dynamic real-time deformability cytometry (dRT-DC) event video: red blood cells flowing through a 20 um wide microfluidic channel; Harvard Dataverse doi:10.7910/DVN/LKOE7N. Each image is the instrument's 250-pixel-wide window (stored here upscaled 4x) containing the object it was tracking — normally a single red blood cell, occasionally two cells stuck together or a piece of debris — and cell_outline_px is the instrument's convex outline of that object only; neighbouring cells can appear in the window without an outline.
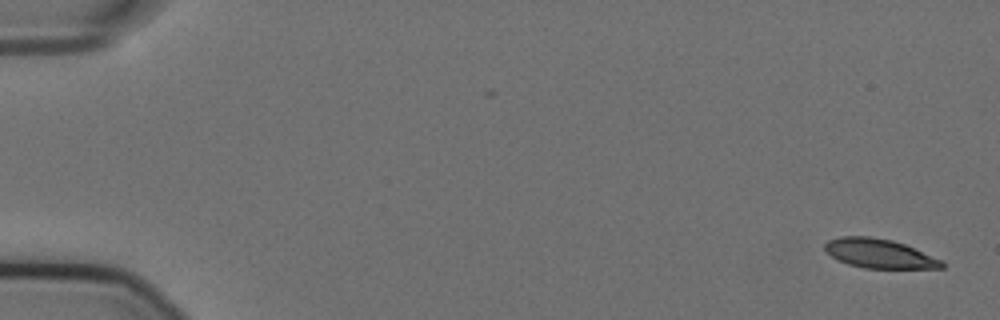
{"species": "Egyptian fruit bat (a non-hibernating species)", "species_latin": "Rousettus aegyptiacus", "temperature_condition": "cold", "stored_images_in_passage": 57, "camera_frame_rate_fps": 3000, "um_per_image_px": 0.085, "animal": {"sex": "female"}, "frame": {"image": 1, "passage_image": 1, "time_ms": 0.0, "image_size_px": [1000, 320], "cell_outline_px": [[944, 268], [864, 268], [848, 264], [836, 260], [824, 248], [824, 244], [828, 240], [840, 236], [868, 236], [892, 240], [904, 244], [944, 260]], "centroid_in_image_um": [74.74, 21.55], "position_along_channel_um": 10.3, "area_um2": 19.94}}
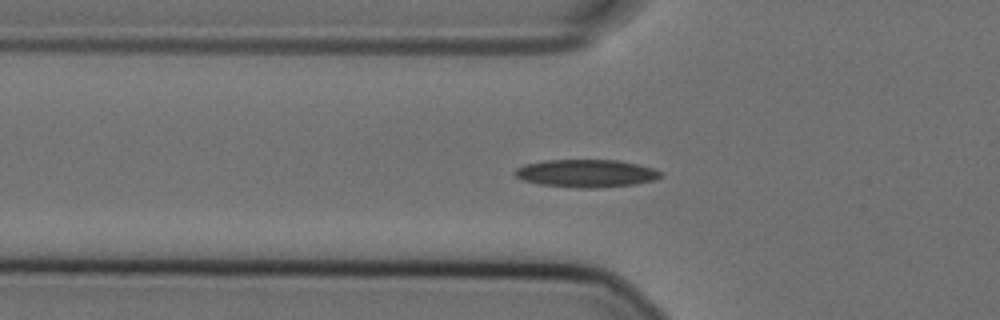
{"frame": {"image": 2, "passage_image": 19, "time_ms": 6.0, "image_size_px": [1000, 320], "cell_outline_px": [[660, 176], [652, 180], [636, 184], [596, 188], [580, 188], [540, 184], [524, 180], [516, 176], [512, 172], [516, 168], [524, 164], [544, 160], [616, 160], [636, 164], [652, 168], [660, 172]], "centroid_in_image_um": [49.77, 14.73], "position_along_channel_um": 76.0, "area_um2": 23.35}}
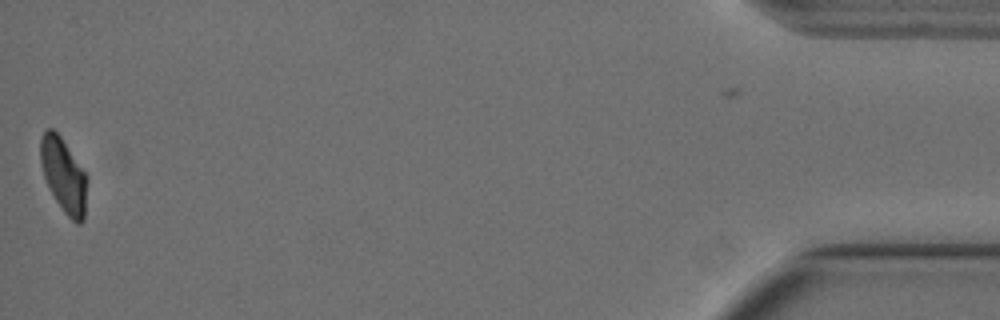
{"frame": {"image": 3, "passage_image": 56, "time_ms": 18.333, "image_size_px": [1000, 320], "cell_outline_px": [[88, 180], [84, 220], [80, 224], [76, 224], [64, 212], [56, 200], [44, 176], [40, 164], [40, 136], [48, 128], [52, 128], [60, 136], [88, 176]], "centroid_in_image_um": [5.43, 14.91], "position_along_channel_um": 429.8, "area_um2": 20.17}, "authors_computed_cell_mechanics": {"area_um2": 21.964, "velocity_mm_per_s": 3.5743, "shape_relaxation_time_tau1_ms": 6.3598, "shape_relaxation_time_tau2_ms": 3.2341, "deformation_change_tau1": 0.1833, "deformation_change_tau2": 0.0897}}